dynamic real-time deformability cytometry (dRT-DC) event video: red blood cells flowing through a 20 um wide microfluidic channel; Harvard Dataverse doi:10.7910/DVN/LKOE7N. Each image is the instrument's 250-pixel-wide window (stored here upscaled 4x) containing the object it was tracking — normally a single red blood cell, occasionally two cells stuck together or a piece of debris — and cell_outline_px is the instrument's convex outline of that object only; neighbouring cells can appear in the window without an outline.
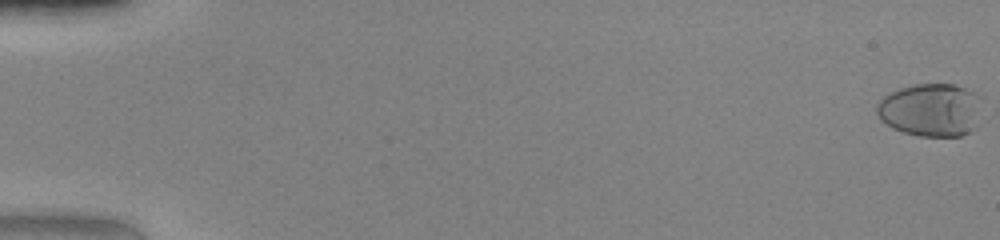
{"species": "human", "species_latin": "Homo sapiens", "temperature_condition": "warm", "stored_images_in_passage": 51, "camera_frame_rate_fps": 3000, "um_per_image_px": 0.085, "donor": {"sex": "female"}, "frame": {"image": 1, "passage_image": 1, "time_ms": 0.0, "image_size_px": [1000, 240], "cell_outline_px": [[976, 128], [972, 132], [960, 136], [920, 136], [904, 132], [892, 128], [880, 120], [876, 112], [876, 104], [884, 96], [900, 88], [916, 84], [956, 84], [972, 92]], "centroid_in_image_um": [78.97, 9.37], "position_along_channel_um": 6.0, "area_um2": 31.56}}
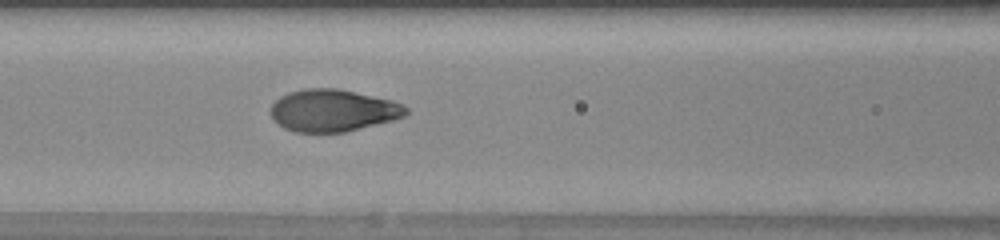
{"frame": {"image": 2, "passage_image": 24, "time_ms": 7.667, "image_size_px": [1000, 240], "cell_outline_px": [[408, 112], [404, 116], [392, 120], [344, 132], [296, 132], [284, 128], [272, 120], [272, 104], [280, 96], [288, 92], [304, 88], [336, 88], [392, 100], [408, 108]], "centroid_in_image_um": [28.27, 9.38], "position_along_channel_um": 138.3, "area_um2": 33.0}}
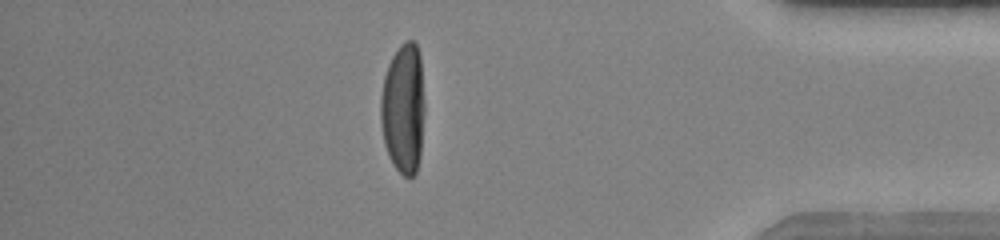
{"frame": {"image": 3, "passage_image": 45, "time_ms": 14.667, "image_size_px": [1000, 240], "cell_outline_px": [[424, 112], [420, 156], [416, 172], [412, 176], [404, 176], [392, 164], [388, 156], [384, 144], [380, 120], [380, 96], [384, 76], [388, 64], [392, 56], [400, 44], [408, 40], [412, 40], [416, 44], [420, 56], [424, 104]], "centroid_in_image_um": [34.27, 9.22], "position_along_channel_um": 400.9, "area_um2": 33.64}, "authors_computed_cell_mechanics": {"area_um2": 33.0038, "velocity_mm_per_s": 4.2041, "shape_relaxation_time_tau1_ms": 3.0845, "shape_relaxation_time_tau2_ms": null, "deformation_change_tau1": 0.2424, "deformation_change_tau2": null}}